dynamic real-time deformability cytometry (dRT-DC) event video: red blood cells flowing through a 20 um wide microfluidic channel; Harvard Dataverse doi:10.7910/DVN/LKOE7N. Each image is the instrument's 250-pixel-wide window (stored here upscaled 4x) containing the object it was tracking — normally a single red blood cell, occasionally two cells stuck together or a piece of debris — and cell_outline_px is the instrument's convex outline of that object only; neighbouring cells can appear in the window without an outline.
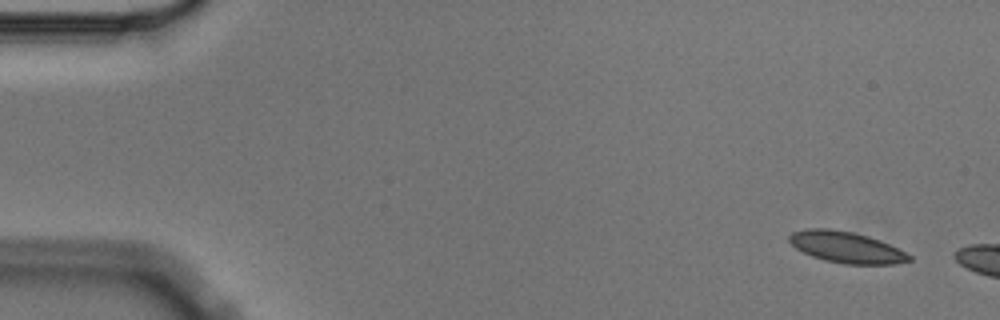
{"species": "Egyptian fruit bat (a non-hibernating species)", "species_latin": "Rousettus aegyptiacus", "temperature_condition": "cold", "stored_images_in_passage": 6, "segment_of_instrument_passage": [2, 2], "camera_frame_rate_fps": 3000, "um_per_image_px": 0.085, "animal": {"sex": "male"}, "frame": {"image": 1, "passage_image": 6, "time_ms": 1.667, "image_size_px": [1000, 320], "cell_outline_px": [[912, 260], [896, 264], [844, 264], [824, 260], [812, 256], [796, 248], [788, 240], [788, 236], [792, 232], [808, 228], [828, 228], [852, 232], [868, 236], [880, 240], [912, 256]], "centroid_in_image_um": [71.92, 21.01], "position_along_channel_um": 13.1, "area_um2": 21.73}}